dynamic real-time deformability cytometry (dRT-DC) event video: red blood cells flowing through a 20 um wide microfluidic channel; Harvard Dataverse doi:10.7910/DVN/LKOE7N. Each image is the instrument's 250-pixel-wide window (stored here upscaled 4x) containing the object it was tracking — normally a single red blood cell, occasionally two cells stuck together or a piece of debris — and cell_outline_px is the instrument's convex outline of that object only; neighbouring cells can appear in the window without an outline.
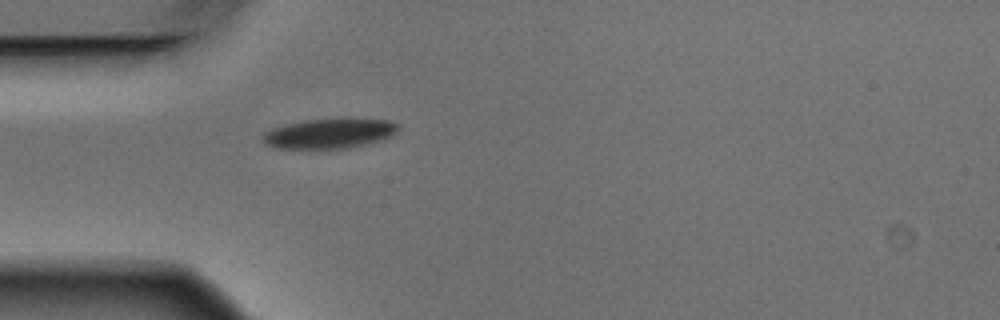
{"species": "Egyptian fruit bat (a non-hibernating species)", "species_latin": "Rousettus aegyptiacus", "temperature_condition": "warm", "stored_images_in_passage": 1, "camera_frame_rate_fps": 3000, "um_per_image_px": 0.085, "animal": {"sex": "male"}, "frame": {"image": 1, "passage_image": 1, "time_ms": 0.0, "image_size_px": [1000, 320], "cell_outline_px": [[396, 132], [392, 136], [384, 140], [348, 148], [276, 148], [264, 144], [264, 132], [272, 128], [304, 120], [388, 120], [396, 124]], "centroid_in_image_um": [27.98, 11.37], "position_along_channel_um": 57.0, "area_um2": 22.89}}